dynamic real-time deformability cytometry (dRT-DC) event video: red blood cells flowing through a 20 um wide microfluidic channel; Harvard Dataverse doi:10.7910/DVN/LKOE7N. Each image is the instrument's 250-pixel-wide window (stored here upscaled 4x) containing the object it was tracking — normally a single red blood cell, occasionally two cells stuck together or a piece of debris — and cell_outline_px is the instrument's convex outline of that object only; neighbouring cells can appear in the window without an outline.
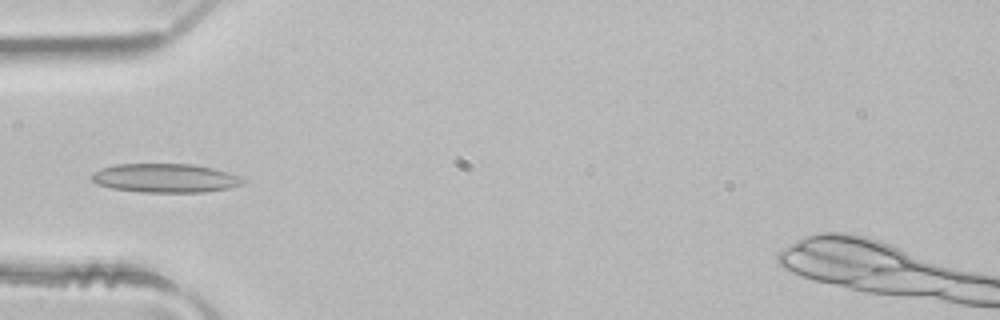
{"species": "common noctule bat (a hibernating species)", "species_latin": "Nyctalus noctula", "temperature_condition": "room temperature", "stored_images_in_passage": 4, "camera_frame_rate_fps": 3000, "um_per_image_px": 0.085, "animal": {"sex": "male", "body_mass_g": 21.5, "forearm_length_mm": 52.0}, "frame": {"image": 1, "passage_image": 4, "time_ms": 1.0, "image_size_px": [1000, 320], "cell_outline_px": [[244, 184], [228, 188], [204, 192], [140, 192], [112, 188], [100, 184], [92, 180], [92, 172], [100, 168], [116, 164], [192, 164], [212, 168], [228, 172], [244, 180]], "centroid_in_image_um": [14.02, 15.13], "position_along_channel_um": 71.0, "area_um2": 25.26}}